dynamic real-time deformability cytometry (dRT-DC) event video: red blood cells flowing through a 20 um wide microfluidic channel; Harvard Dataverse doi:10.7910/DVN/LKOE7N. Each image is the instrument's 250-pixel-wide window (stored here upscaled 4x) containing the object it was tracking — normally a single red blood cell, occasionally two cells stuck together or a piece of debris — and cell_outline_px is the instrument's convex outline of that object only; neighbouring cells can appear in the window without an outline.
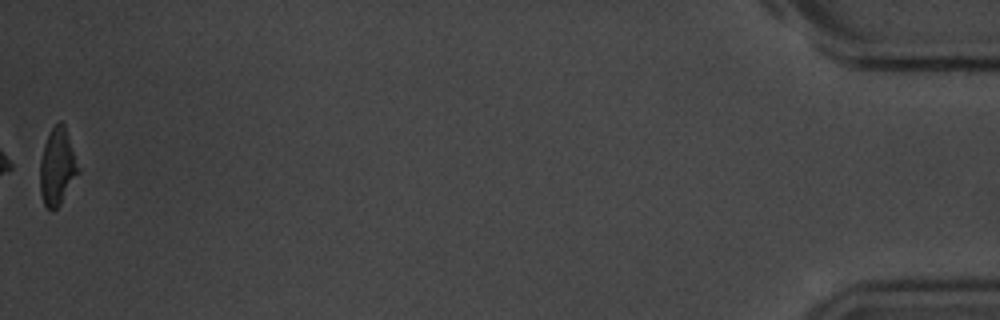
{"species": "common noctule bat (a hibernating species)", "species_latin": "Nyctalus noctula", "temperature_condition": "room temperature", "stored_images_in_passage": 13, "camera_frame_rate_fps": 3000, "um_per_image_px": 0.085, "animal": {"sex": "male", "body_mass_g": 20.1, "forearm_length_mm": 53.5}, "frame": {"image": 1, "passage_image": 13, "time_ms": 15.0, "image_size_px": [1000, 320], "cell_outline_px": [[80, 172], [60, 204], [52, 212], [44, 204], [40, 192], [40, 160], [44, 144], [52, 128], [60, 120], [64, 124], [80, 168]], "centroid_in_image_um": [4.88, 14.19], "position_along_channel_um": 430.3, "area_um2": 17.11}}